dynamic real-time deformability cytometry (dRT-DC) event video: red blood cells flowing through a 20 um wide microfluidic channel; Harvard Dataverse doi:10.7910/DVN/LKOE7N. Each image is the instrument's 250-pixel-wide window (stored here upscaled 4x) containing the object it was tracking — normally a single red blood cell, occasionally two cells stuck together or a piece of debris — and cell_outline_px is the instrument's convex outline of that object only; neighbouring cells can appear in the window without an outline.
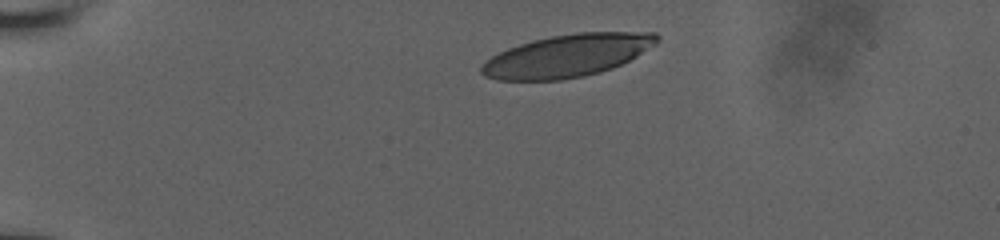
{"species": "human", "species_latin": "Homo sapiens", "temperature_condition": "room temperature", "stored_images_in_passage": 35, "camera_frame_rate_fps": 3000, "um_per_image_px": 0.085, "donor": {"sex": "male"}, "frame": {"image": 1, "passage_image": 1, "time_ms": 0.0, "image_size_px": [1000, 240], "cell_outline_px": [[660, 40], [656, 44], [636, 56], [612, 68], [600, 72], [584, 76], [560, 80], [496, 80], [484, 76], [480, 72], [480, 68], [492, 56], [508, 48], [532, 40], [552, 36], [576, 32], [656, 32], [660, 36]], "centroid_in_image_um": [48.24, 4.73], "position_along_channel_um": 36.8, "area_um2": 43.35}}
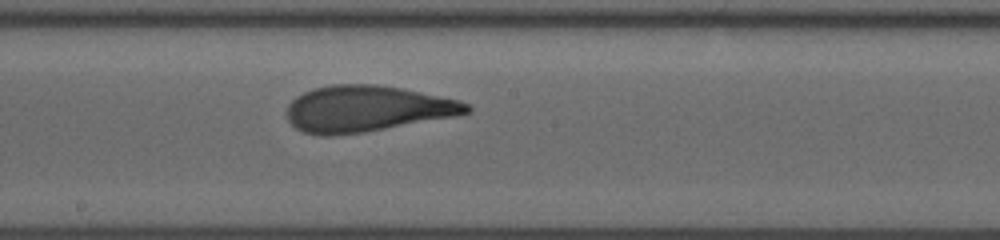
{"frame": {"image": 2, "passage_image": 20, "time_ms": 6.333, "image_size_px": [1000, 240], "cell_outline_px": [[472, 108], [468, 112], [456, 116], [364, 132], [328, 136], [324, 136], [304, 132], [296, 128], [288, 120], [288, 104], [296, 96], [312, 88], [332, 84], [376, 84], [400, 88], [460, 100], [468, 104]], "centroid_in_image_um": [31.17, 9.24], "position_along_channel_um": 217.0, "area_um2": 48.15}}
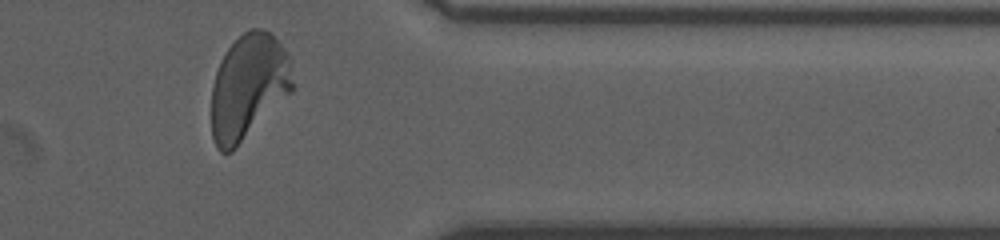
{"frame": {"image": 3, "passage_image": 35, "time_ms": 11.0, "image_size_px": [1000, 240], "cell_outline_px": [[292, 92], [232, 152], [220, 152], [216, 148], [212, 136], [212, 84], [220, 60], [224, 52], [248, 28], [264, 28], [272, 32], [288, 52], [292, 84]], "centroid_in_image_um": [21.11, 7.36], "position_along_channel_um": 390.3, "area_um2": 50.0}}